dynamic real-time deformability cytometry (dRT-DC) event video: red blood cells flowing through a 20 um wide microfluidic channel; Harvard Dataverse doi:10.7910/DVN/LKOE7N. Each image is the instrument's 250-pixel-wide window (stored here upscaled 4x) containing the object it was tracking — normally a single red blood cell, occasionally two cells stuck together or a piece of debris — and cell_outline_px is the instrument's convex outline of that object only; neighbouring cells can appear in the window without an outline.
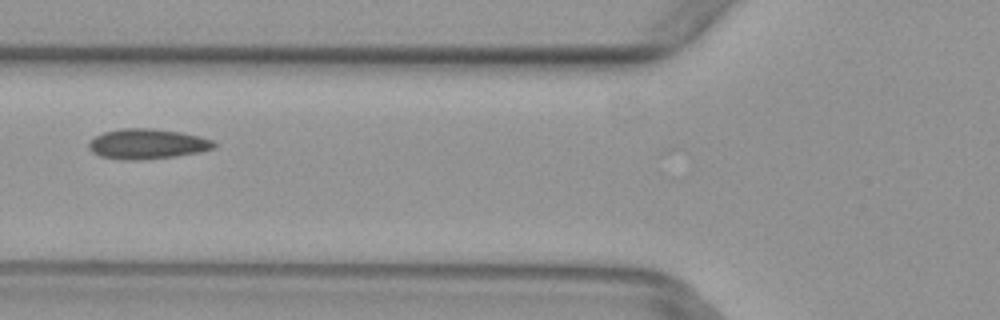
{"species": "common noctule bat (a hibernating species)", "species_latin": "Nyctalus noctula", "temperature_condition": "warm", "stored_images_in_passage": 2, "camera_frame_rate_fps": 3000, "um_per_image_px": 0.085, "animal": {"sex": "female", "body_mass_g": 29.2, "forearm_length_mm": 56.3}, "frame": {"image": 1, "passage_image": 2, "time_ms": 0.333, "image_size_px": [1000, 320], "cell_outline_px": [[216, 144], [212, 148], [200, 152], [176, 156], [136, 160], [120, 160], [100, 156], [92, 152], [88, 148], [88, 144], [96, 136], [104, 132], [120, 128], [152, 128], [180, 132], [200, 136], [212, 140]], "centroid_in_image_um": [12.49, 12.23], "position_along_channel_um": 113.3, "area_um2": 21.96}}